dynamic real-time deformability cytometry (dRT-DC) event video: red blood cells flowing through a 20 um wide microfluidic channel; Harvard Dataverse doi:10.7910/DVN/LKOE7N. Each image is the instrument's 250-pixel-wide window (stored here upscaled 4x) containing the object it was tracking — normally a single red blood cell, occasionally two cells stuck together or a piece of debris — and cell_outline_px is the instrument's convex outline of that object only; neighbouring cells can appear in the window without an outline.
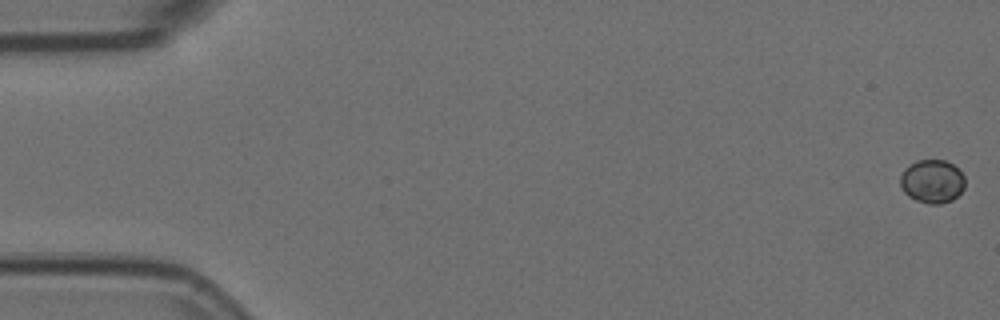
{"species": "Egyptian fruit bat (a non-hibernating species)", "species_latin": "Rousettus aegyptiacus", "temperature_condition": "room temperature", "stored_images_in_passage": 6, "camera_frame_rate_fps": 3000, "um_per_image_px": 0.085, "animal": {"sex": "female"}, "frame": {"image": 1, "passage_image": 1, "time_ms": 0.0, "image_size_px": [1000, 320], "cell_outline_px": [[964, 188], [952, 200], [940, 204], [928, 204], [916, 200], [908, 196], [904, 192], [900, 184], [900, 176], [904, 168], [908, 164], [916, 160], [944, 160], [952, 164], [964, 176]], "centroid_in_image_um": [79.2, 15.41], "position_along_channel_um": 5.8, "area_um2": 16.42}}
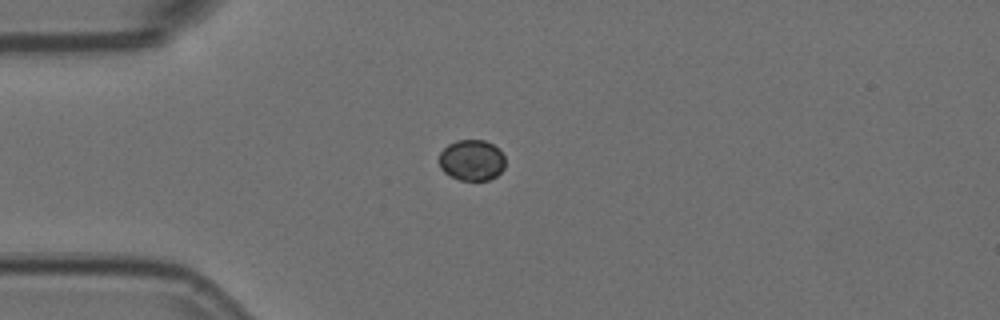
{"frame": {"image": 2, "passage_image": 5, "time_ms": 1.333, "image_size_px": [1000, 320], "cell_outline_px": [[504, 168], [496, 176], [488, 180], [460, 180], [448, 176], [440, 168], [440, 152], [448, 144], [456, 140], [484, 140], [500, 148], [504, 156]], "centroid_in_image_um": [40.1, 13.61], "position_along_channel_um": 44.9, "area_um2": 15.9}}
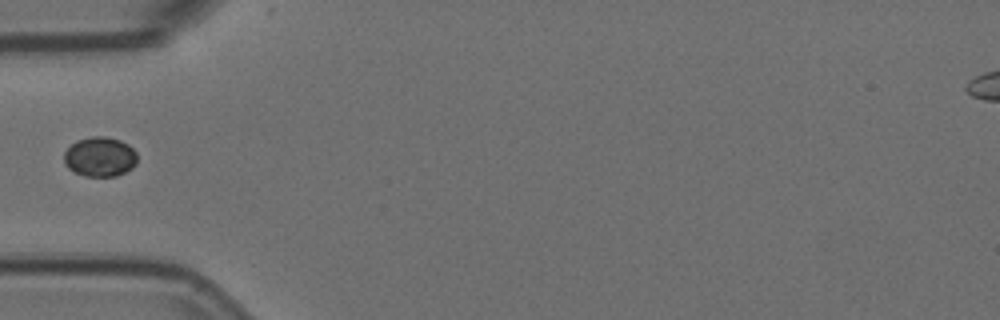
{"frame": {"image": 3, "passage_image": 6, "time_ms": 1.667, "image_size_px": [1000, 320], "cell_outline_px": [[136, 164], [132, 168], [116, 176], [84, 176], [72, 172], [68, 168], [64, 160], [64, 152], [76, 140], [92, 136], [104, 136], [120, 140], [128, 144], [136, 152]], "centroid_in_image_um": [8.48, 13.33], "position_along_channel_um": 76.5, "area_um2": 16.99}}